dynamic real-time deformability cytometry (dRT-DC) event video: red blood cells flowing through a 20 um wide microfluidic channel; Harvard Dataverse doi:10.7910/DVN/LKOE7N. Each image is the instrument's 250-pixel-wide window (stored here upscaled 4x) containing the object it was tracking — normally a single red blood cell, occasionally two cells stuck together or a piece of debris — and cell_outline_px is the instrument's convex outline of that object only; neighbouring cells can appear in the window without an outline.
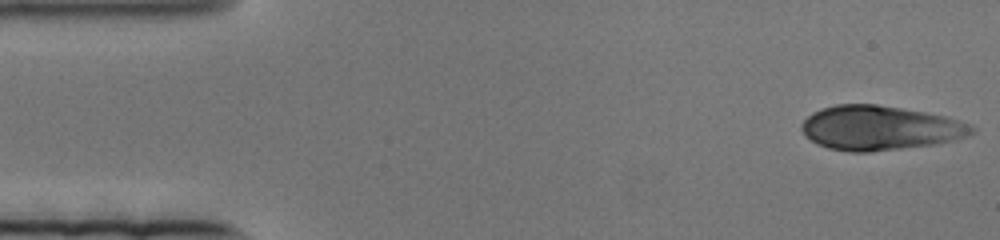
{"species": "human", "species_latin": "Homo sapiens", "temperature_condition": "cold", "stored_images_in_passage": 80, "camera_frame_rate_fps": 3000, "um_per_image_px": 0.085, "donor": {"sex": "female"}, "frame": {"image": 1, "passage_image": 1, "time_ms": 0.0, "image_size_px": [1000, 240], "cell_outline_px": [[976, 132], [968, 136], [936, 144], [868, 152], [848, 152], [828, 148], [816, 144], [804, 136], [800, 128], [800, 124], [812, 112], [820, 108], [836, 104], [876, 104], [924, 112], [944, 116], [968, 124], [976, 128]], "centroid_in_image_um": [74.73, 10.88], "position_along_channel_um": 10.3, "area_um2": 44.16}}
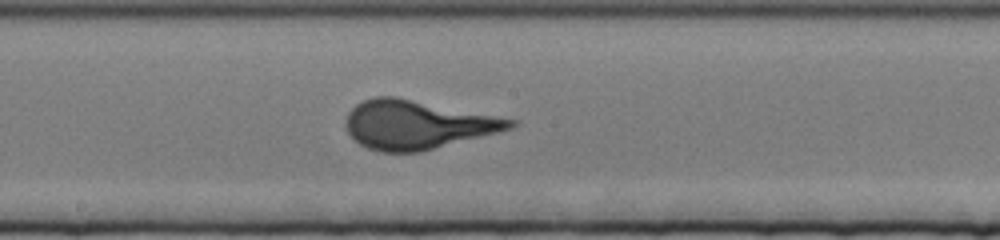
{"frame": {"image": 2, "passage_image": 40, "time_ms": 13.0, "image_size_px": [1000, 240], "cell_outline_px": [[520, 124], [512, 128], [420, 152], [380, 152], [368, 148], [360, 144], [348, 132], [348, 112], [356, 104], [364, 100], [376, 96], [396, 96], [516, 120]], "centroid_in_image_um": [35.46, 10.59], "position_along_channel_um": 212.7, "area_um2": 46.01}}
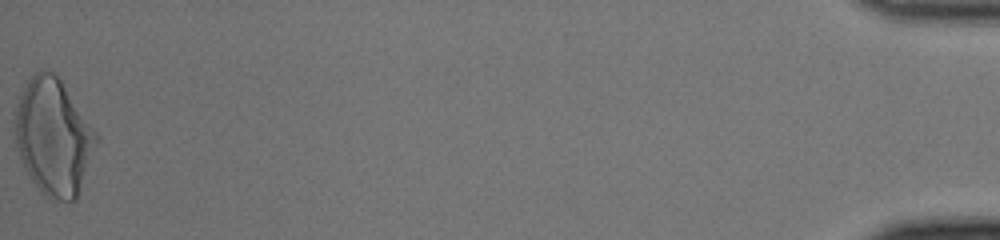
{"frame": {"image": 3, "passage_image": 80, "time_ms": 26.333, "image_size_px": [1000, 240], "cell_outline_px": [[100, 140], [76, 200], [60, 200], [48, 196], [40, 192], [32, 180], [20, 156], [16, 140], [12, 112], [28, 80], [36, 72], [44, 68], [48, 68], [60, 80], [100, 136]], "centroid_in_image_um": [4.56, 11.62], "position_along_channel_um": 430.6, "area_um2": 55.08}}